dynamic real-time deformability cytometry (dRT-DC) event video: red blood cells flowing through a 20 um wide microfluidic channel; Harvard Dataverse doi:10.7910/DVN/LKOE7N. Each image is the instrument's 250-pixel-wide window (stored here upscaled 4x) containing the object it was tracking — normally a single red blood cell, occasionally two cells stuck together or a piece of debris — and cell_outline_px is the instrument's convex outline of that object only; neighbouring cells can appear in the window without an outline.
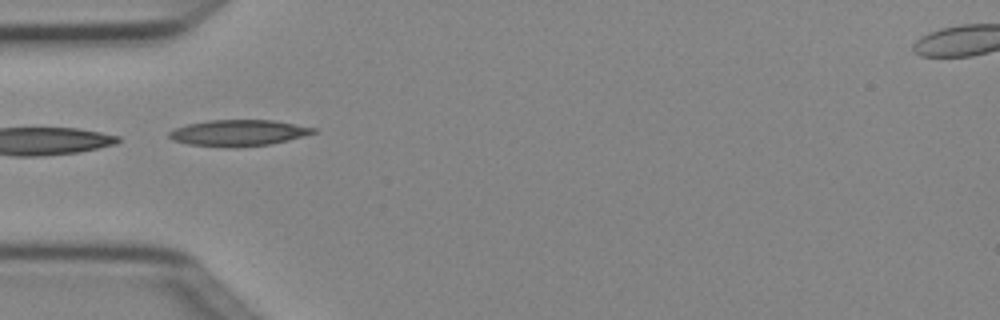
{"species": "Egyptian fruit bat (a non-hibernating species)", "species_latin": "Rousettus aegyptiacus", "temperature_condition": "cold", "stored_images_in_passage": 5, "camera_frame_rate_fps": 3000, "um_per_image_px": 0.085, "animal": {"sex": "female"}, "frame": {"image": 1, "passage_image": 4, "time_ms": 1.0, "image_size_px": [1000, 320], "cell_outline_px": [[316, 132], [288, 140], [268, 144], [236, 148], [188, 144], [172, 140], [168, 136], [168, 132], [176, 128], [188, 124], [208, 120], [272, 120], [316, 128]], "centroid_in_image_um": [20.23, 11.3], "position_along_channel_um": 64.8, "area_um2": 21.85}}
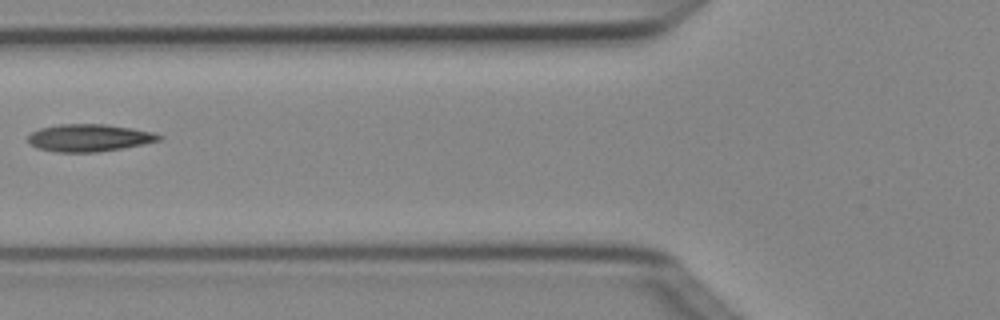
{"frame": {"image": 2, "passage_image": 5, "time_ms": 1.333, "image_size_px": [1000, 320], "cell_outline_px": [[164, 136], [160, 140], [144, 144], [96, 152], [56, 152], [36, 148], [28, 140], [28, 136], [32, 132], [40, 128], [60, 124], [104, 124], [132, 128], [152, 132]], "centroid_in_image_um": [7.58, 11.71], "position_along_channel_um": 118.2, "area_um2": 20.75}}